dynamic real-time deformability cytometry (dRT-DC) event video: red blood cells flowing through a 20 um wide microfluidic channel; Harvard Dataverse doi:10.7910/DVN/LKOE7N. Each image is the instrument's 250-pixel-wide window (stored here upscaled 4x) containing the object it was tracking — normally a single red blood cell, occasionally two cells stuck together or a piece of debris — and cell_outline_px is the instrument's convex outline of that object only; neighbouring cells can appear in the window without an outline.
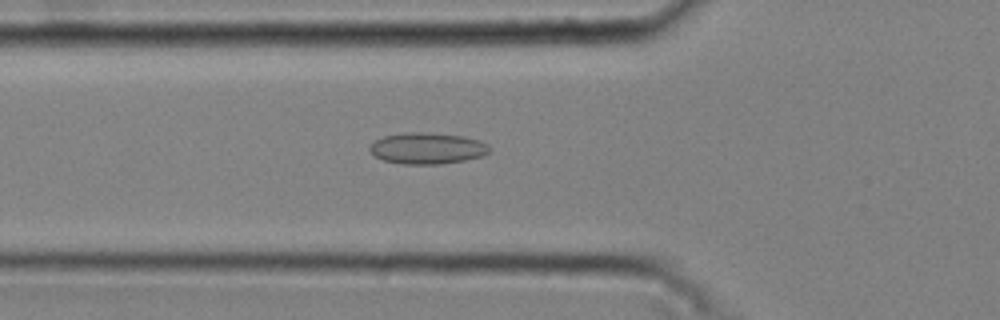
{"species": "common noctule bat (a hibernating species)", "species_latin": "Nyctalus noctula", "temperature_condition": "cold", "stored_images_in_passage": 48, "camera_frame_rate_fps": 3000, "um_per_image_px": 0.085, "animal": {"sex": "male", "body_mass_g": 20.4}, "frame": {"image": 1, "passage_image": 18, "time_ms": 5.667, "image_size_px": [1000, 320], "cell_outline_px": [[492, 148], [484, 156], [464, 160], [440, 164], [400, 164], [384, 160], [376, 156], [368, 148], [376, 140], [384, 136], [404, 132], [424, 132], [464, 136], [480, 140], [488, 144]], "centroid_in_image_um": [36.36, 12.6], "position_along_channel_um": 89.4, "area_um2": 21.91}}
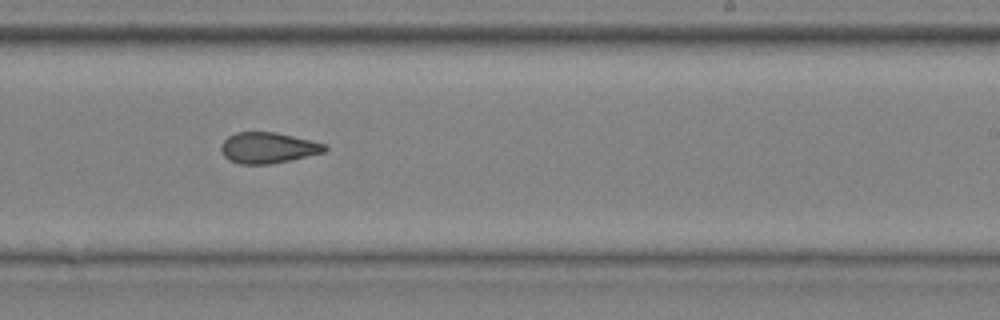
{"frame": {"image": 2, "passage_image": 32, "time_ms": 10.333, "image_size_px": [1000, 320], "cell_outline_px": [[328, 148], [324, 152], [288, 160], [268, 164], [240, 164], [228, 160], [224, 156], [220, 148], [224, 140], [228, 136], [236, 132], [276, 132], [312, 140], [328, 144]], "centroid_in_image_um": [22.78, 12.55], "position_along_channel_um": 266.2, "area_um2": 18.67}}
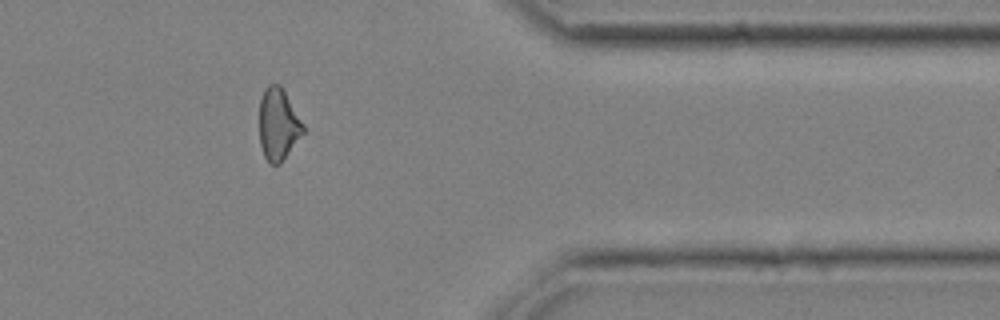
{"frame": {"image": 3, "passage_image": 43, "time_ms": 14.0, "image_size_px": [1000, 320], "cell_outline_px": [[304, 132], [280, 164], [268, 164], [264, 156], [260, 144], [260, 100], [264, 88], [268, 84], [280, 84], [304, 124]], "centroid_in_image_um": [23.64, 10.57], "position_along_channel_um": 387.8, "area_um2": 18.32}, "authors_computed_cell_mechanics": {"area_um2": 19.5653, "velocity_mm_per_s": 3.7811, "shape_relaxation_time_tau1_ms": null, "shape_relaxation_time_tau2_ms": 3.6793, "deformation_change_tau1": null, "deformation_change_tau2": 0.1148}}